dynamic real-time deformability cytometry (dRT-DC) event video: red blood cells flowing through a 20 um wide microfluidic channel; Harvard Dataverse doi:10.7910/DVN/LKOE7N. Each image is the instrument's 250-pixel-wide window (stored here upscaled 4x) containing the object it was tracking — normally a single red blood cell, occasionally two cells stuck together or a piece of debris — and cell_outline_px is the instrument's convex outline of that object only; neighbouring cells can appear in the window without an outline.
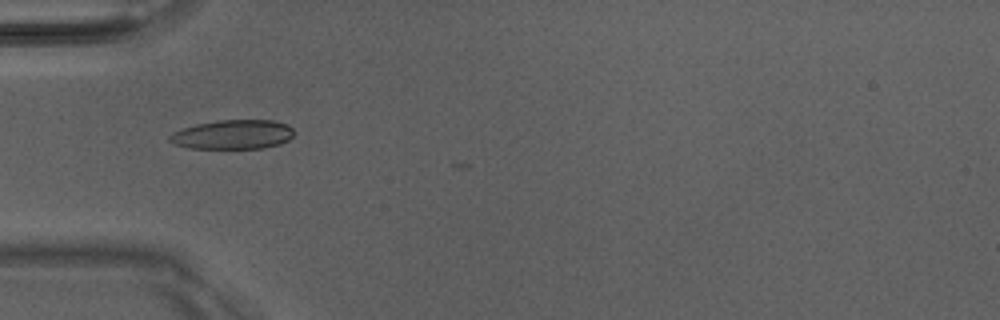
{"species": "Egyptian fruit bat (a non-hibernating species)", "species_latin": "Rousettus aegyptiacus", "temperature_condition": "room temperature", "stored_images_in_passage": 17, "camera_frame_rate_fps": 3000, "um_per_image_px": 0.085, "animal": {"sex": "male"}, "frame": {"image": 1, "passage_image": 16, "time_ms": 5.0, "image_size_px": [1000, 320], "cell_outline_px": [[292, 136], [288, 140], [280, 144], [264, 148], [188, 148], [176, 144], [168, 140], [168, 136], [172, 132], [196, 124], [216, 120], [272, 120], [288, 124], [292, 128]], "centroid_in_image_um": [19.78, 11.43], "position_along_channel_um": 65.2, "area_um2": 21.21}}